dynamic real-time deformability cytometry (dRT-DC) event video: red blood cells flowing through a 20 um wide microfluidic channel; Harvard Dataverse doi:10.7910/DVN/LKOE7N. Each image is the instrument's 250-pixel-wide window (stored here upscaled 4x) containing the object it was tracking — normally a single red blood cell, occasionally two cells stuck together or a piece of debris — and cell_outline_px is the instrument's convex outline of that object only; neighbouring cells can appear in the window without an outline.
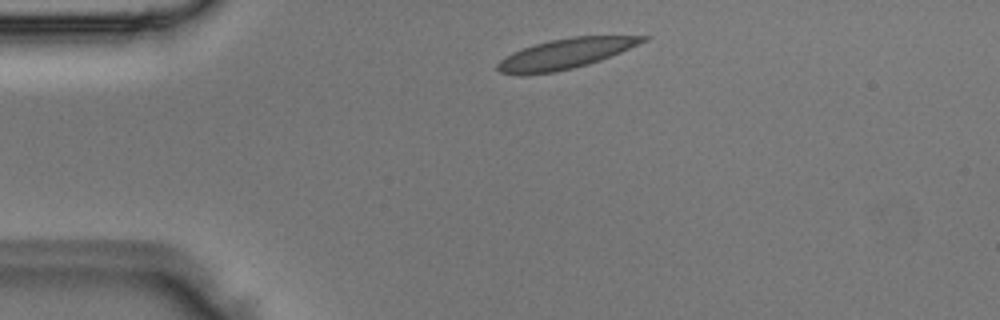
{"species": "Egyptian fruit bat (a non-hibernating species)", "species_latin": "Rousettus aegyptiacus", "temperature_condition": "room temperature", "stored_images_in_passage": 2, "camera_frame_rate_fps": 3000, "um_per_image_px": 0.085, "animal": {"sex": "male"}, "frame": {"image": 1, "passage_image": 1, "time_ms": 0.0, "image_size_px": [1000, 320], "cell_outline_px": [[652, 36], [648, 40], [620, 52], [600, 60], [588, 64], [556, 72], [500, 72], [496, 68], [496, 64], [504, 56], [512, 52], [548, 40], [572, 36]], "centroid_in_image_um": [48.12, 4.52], "position_along_channel_um": 36.9, "area_um2": 24.8}}